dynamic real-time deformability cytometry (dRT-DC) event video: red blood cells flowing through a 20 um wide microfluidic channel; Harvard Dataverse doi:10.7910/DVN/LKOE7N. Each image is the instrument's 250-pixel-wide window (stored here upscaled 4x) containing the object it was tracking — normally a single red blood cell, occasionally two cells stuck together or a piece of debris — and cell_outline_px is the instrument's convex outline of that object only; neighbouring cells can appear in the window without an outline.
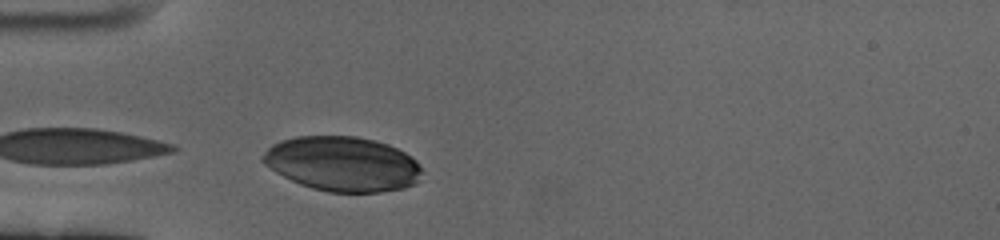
{"species": "human", "species_latin": "Homo sapiens", "temperature_condition": "cold", "stored_images_in_passage": 28, "camera_frame_rate_fps": 3000, "um_per_image_px": 0.085, "donor": {"sex": "female"}, "frame": {"image": 1, "passage_image": 1, "time_ms": 0.0, "image_size_px": [1000, 240], "cell_outline_px": [[424, 172], [416, 184], [404, 188], [380, 192], [328, 192], [312, 188], [300, 184], [276, 172], [264, 164], [260, 160], [260, 156], [272, 144], [280, 140], [296, 136], [356, 136], [376, 140], [388, 144], [404, 152], [416, 160], [420, 164]], "centroid_in_image_um": [29.13, 13.93], "position_along_channel_um": 55.9, "area_um2": 51.15}}
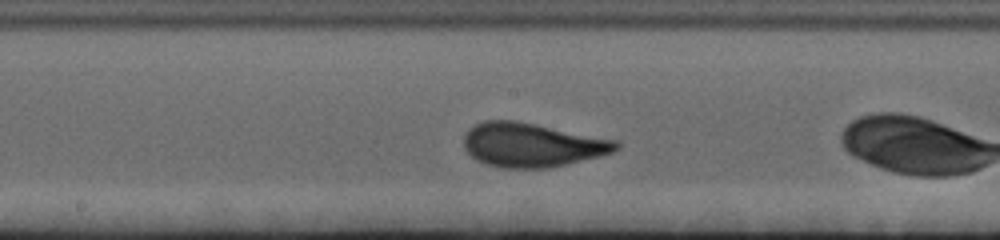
{"frame": {"image": 2, "passage_image": 12, "time_ms": 3.667, "image_size_px": [1000, 240], "cell_outline_px": [[620, 148], [612, 152], [600, 156], [568, 164], [548, 168], [500, 168], [484, 164], [476, 160], [464, 148], [464, 136], [468, 128], [484, 120], [516, 120], [620, 140]], "centroid_in_image_um": [45.24, 12.31], "position_along_channel_um": 203.0, "area_um2": 39.59}}
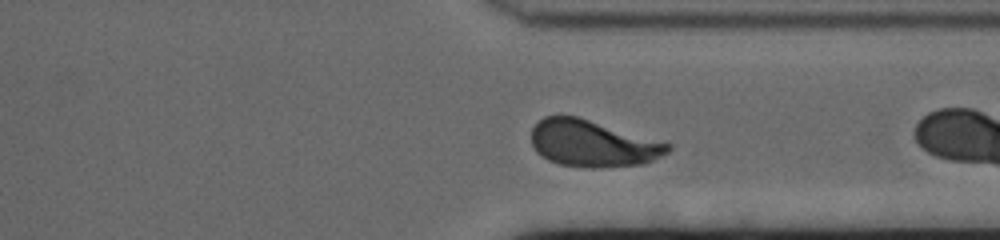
{"frame": {"image": 3, "passage_image": 26, "time_ms": 8.333, "image_size_px": [1000, 240], "cell_outline_px": [[672, 148], [668, 152], [644, 164], [604, 168], [584, 168], [560, 164], [548, 160], [536, 152], [532, 144], [532, 128], [544, 116], [576, 116], [672, 144]], "centroid_in_image_um": [50.38, 12.22], "position_along_channel_um": 361.0, "area_um2": 37.05}}